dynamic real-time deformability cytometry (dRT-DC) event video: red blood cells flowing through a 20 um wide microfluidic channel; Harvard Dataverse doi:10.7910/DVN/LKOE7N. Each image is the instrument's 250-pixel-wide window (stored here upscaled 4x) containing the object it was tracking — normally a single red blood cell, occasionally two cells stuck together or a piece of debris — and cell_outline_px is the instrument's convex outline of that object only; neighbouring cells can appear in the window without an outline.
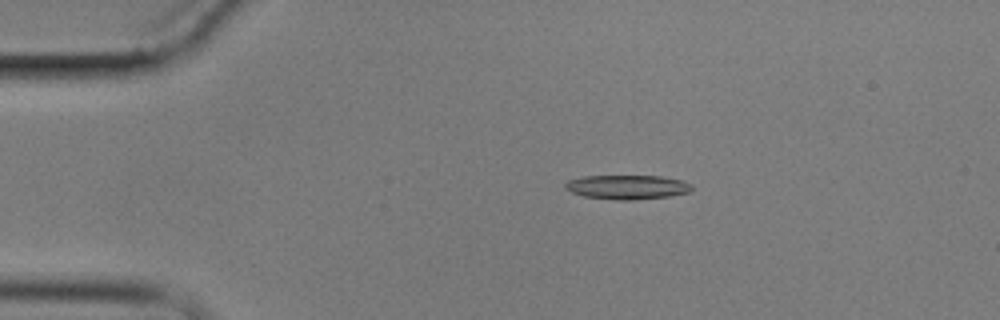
{"species": "common noctule bat (a hibernating species)", "species_latin": "Nyctalus noctula", "temperature_condition": "cold", "stored_images_in_passage": 8, "camera_frame_rate_fps": 3000, "um_per_image_px": 0.085, "animal": {"sex": "male", "body_mass_g": 17.9}, "frame": {"image": 1, "passage_image": 3, "time_ms": 2.333, "image_size_px": [1000, 320], "cell_outline_px": [[692, 192], [668, 196], [636, 200], [616, 200], [584, 196], [572, 192], [564, 188], [564, 184], [568, 180], [584, 176], [660, 176], [680, 180], [692, 184]], "centroid_in_image_um": [53.32, 15.9], "position_along_channel_um": 31.7, "area_um2": 17.92}}
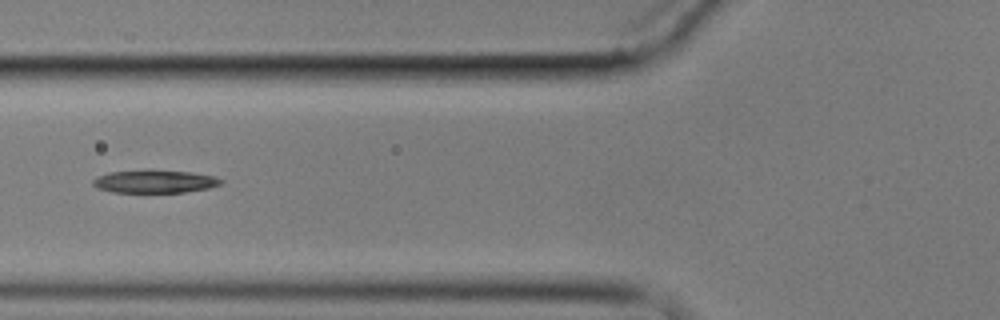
{"frame": {"image": 2, "passage_image": 6, "time_ms": 6.0, "image_size_px": [1000, 320], "cell_outline_px": [[224, 180], [220, 184], [208, 188], [184, 192], [112, 192], [96, 188], [92, 184], [92, 180], [96, 176], [108, 172], [144, 168], [152, 168], [192, 172], [212, 176]], "centroid_in_image_um": [13.07, 15.39], "position_along_channel_um": 112.7, "area_um2": 17.69}}
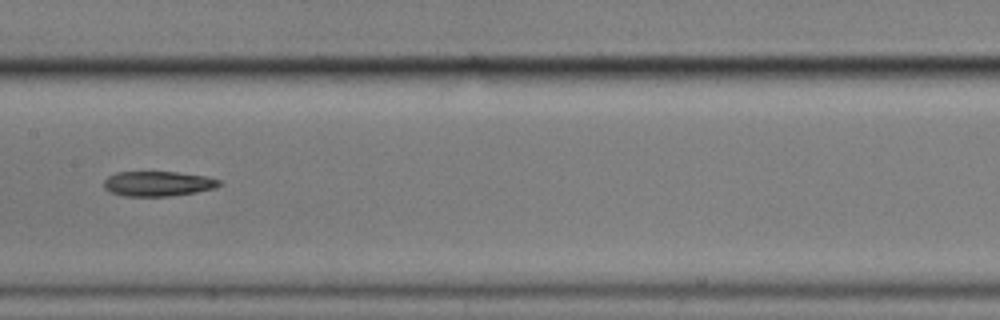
{"frame": {"image": 3, "passage_image": 8, "time_ms": 8.333, "image_size_px": [1000, 320], "cell_outline_px": [[220, 184], [212, 188], [196, 192], [168, 196], [124, 196], [112, 192], [104, 188], [104, 180], [108, 176], [116, 172], [176, 172], [204, 176], [220, 180]], "centroid_in_image_um": [13.37, 15.61], "position_along_channel_um": 194.0, "area_um2": 16.53}}